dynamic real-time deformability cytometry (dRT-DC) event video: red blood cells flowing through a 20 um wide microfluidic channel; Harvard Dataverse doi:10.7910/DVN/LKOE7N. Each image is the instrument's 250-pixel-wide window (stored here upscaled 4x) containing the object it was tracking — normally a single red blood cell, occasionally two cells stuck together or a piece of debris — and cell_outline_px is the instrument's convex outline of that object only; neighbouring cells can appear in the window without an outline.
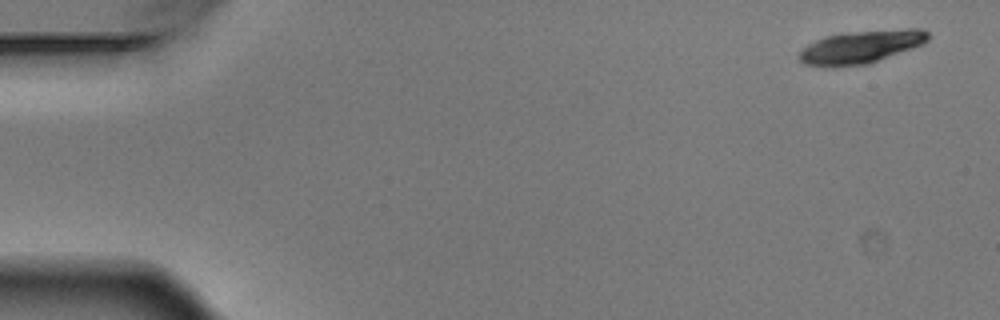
{"species": "Egyptian fruit bat (a non-hibernating species)", "species_latin": "Rousettus aegyptiacus", "temperature_condition": "warm", "stored_images_in_passage": 5, "camera_frame_rate_fps": 3000, "um_per_image_px": 0.085, "animal": {"sex": "male"}, "frame": {"image": 1, "passage_image": 1, "time_ms": 0.0, "image_size_px": [1000, 320], "cell_outline_px": [[928, 40], [924, 44], [868, 64], [832, 68], [804, 64], [800, 60], [800, 52], [808, 44], [824, 36], [840, 32], [908, 28], [920, 28], [928, 32]], "centroid_in_image_um": [73.18, 3.98], "position_along_channel_um": 11.8, "area_um2": 25.14}}
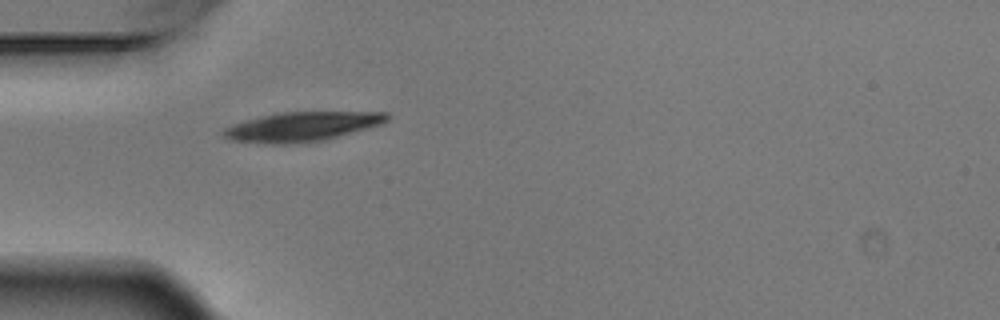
{"frame": {"image": 2, "passage_image": 5, "time_ms": 1.333, "image_size_px": [1000, 320], "cell_outline_px": [[392, 116], [388, 120], [380, 124], [324, 140], [284, 144], [272, 144], [232, 140], [224, 136], [220, 132], [224, 128], [232, 124], [260, 116], [276, 112], [388, 112]], "centroid_in_image_um": [25.64, 10.75], "position_along_channel_um": 59.4, "area_um2": 27.86}}